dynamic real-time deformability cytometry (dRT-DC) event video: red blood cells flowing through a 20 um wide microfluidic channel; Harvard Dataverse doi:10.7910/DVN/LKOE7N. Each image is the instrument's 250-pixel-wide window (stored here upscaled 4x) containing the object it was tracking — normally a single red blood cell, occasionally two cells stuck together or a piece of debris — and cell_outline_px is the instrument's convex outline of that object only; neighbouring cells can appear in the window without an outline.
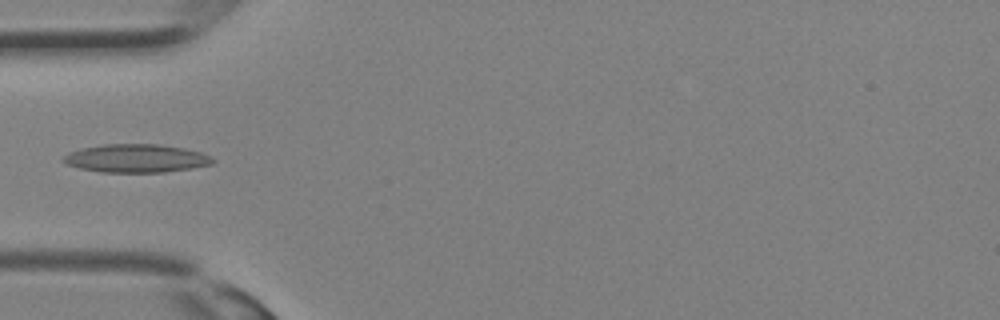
{"species": "Egyptian fruit bat (a non-hibernating species)", "species_latin": "Rousettus aegyptiacus", "temperature_condition": "room temperature", "stored_images_in_passage": 21, "camera_frame_rate_fps": 3000, "um_per_image_px": 0.085, "animal": {"sex": "female"}, "frame": {"image": 1, "passage_image": 10, "time_ms": 3.0, "image_size_px": [1000, 320], "cell_outline_px": [[216, 160], [212, 164], [192, 168], [164, 172], [100, 172], [80, 168], [68, 164], [60, 160], [68, 152], [84, 148], [104, 144], [156, 144], [184, 148], [200, 152]], "centroid_in_image_um": [11.57, 13.46], "position_along_channel_um": 73.4, "area_um2": 24.45}}
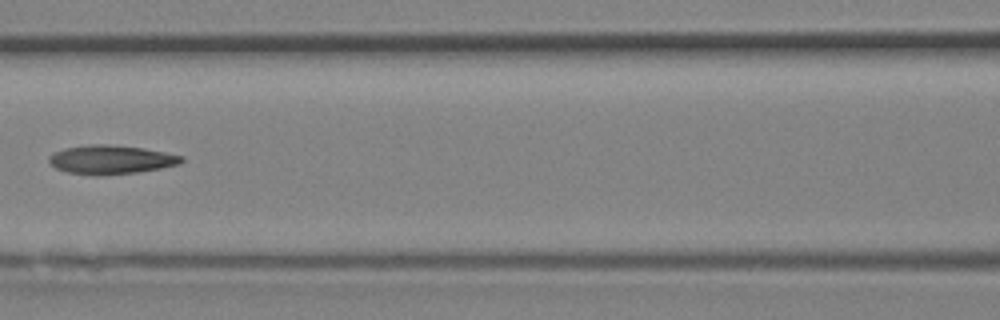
{"frame": {"image": 2, "passage_image": 14, "time_ms": 4.333, "image_size_px": [1000, 320], "cell_outline_px": [[184, 160], [180, 164], [160, 168], [136, 172], [96, 176], [68, 172], [56, 168], [48, 160], [48, 156], [52, 152], [64, 148], [88, 144], [104, 144], [144, 148], [184, 156]], "centroid_in_image_um": [9.41, 13.56], "position_along_channel_um": 157.2, "area_um2": 22.31}}
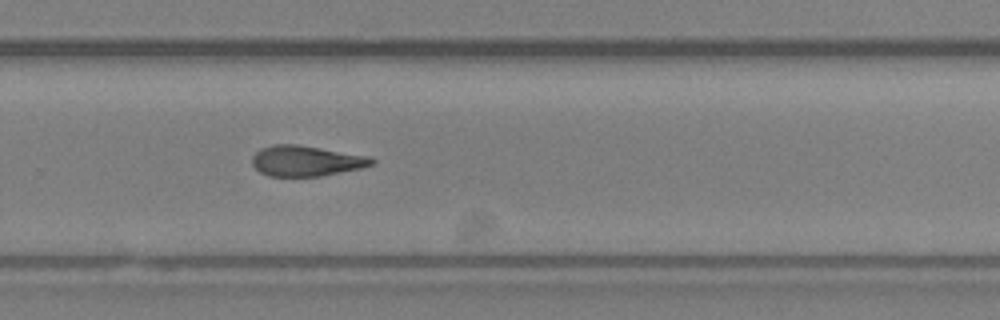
{"frame": {"image": 3, "passage_image": 21, "time_ms": 6.667, "image_size_px": [1000, 320], "cell_outline_px": [[376, 164], [360, 168], [320, 176], [268, 176], [260, 172], [252, 164], [252, 156], [260, 148], [272, 144], [296, 144], [372, 156], [376, 160]], "centroid_in_image_um": [26.04, 13.66], "position_along_channel_um": 303.8, "area_um2": 21.44}}